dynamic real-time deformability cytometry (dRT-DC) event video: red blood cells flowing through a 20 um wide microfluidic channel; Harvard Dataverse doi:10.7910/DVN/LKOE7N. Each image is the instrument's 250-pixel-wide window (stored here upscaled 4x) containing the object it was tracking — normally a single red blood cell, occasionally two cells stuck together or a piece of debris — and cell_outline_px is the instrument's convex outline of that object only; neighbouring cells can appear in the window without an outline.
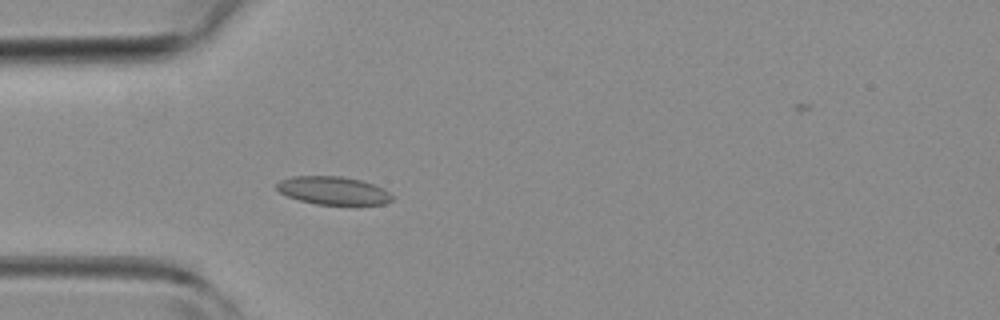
{"species": "common noctule bat (a hibernating species)", "species_latin": "Nyctalus noctula", "temperature_condition": "room temperature", "stored_images_in_passage": 4, "camera_frame_rate_fps": 3000, "um_per_image_px": 0.085, "animal": {"sex": "female", "body_mass_g": 19.3, "forearm_length_mm": 54.1}, "frame": {"image": 1, "passage_image": 3, "time_ms": 2.333, "image_size_px": [1000, 320], "cell_outline_px": [[392, 200], [384, 204], [316, 204], [300, 200], [288, 196], [280, 192], [276, 188], [276, 184], [280, 180], [292, 176], [340, 176], [360, 180], [384, 188], [392, 196]], "centroid_in_image_um": [28.3, 16.19], "position_along_channel_um": 56.7, "area_um2": 18.67}}